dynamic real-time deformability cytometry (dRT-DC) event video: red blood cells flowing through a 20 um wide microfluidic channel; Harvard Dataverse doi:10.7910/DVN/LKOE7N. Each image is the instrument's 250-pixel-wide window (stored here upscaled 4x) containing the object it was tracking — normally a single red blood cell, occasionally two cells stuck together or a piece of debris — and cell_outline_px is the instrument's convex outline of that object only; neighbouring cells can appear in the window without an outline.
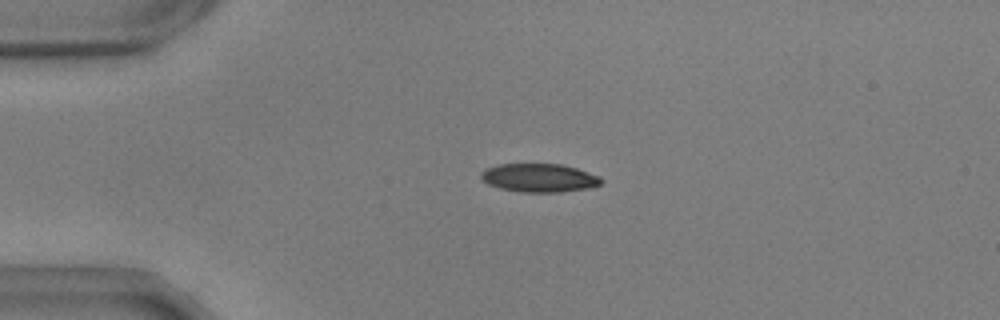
{"species": "common noctule bat (a hibernating species)", "species_latin": "Nyctalus noctula", "temperature_condition": "warm", "stored_images_in_passage": 43, "camera_frame_rate_fps": 3000, "um_per_image_px": 0.085, "animal": {"sex": "male", "body_mass_g": 17.9, "forearm_length_mm": 54.2}, "frame": {"image": 1, "passage_image": 1, "time_ms": 0.0, "image_size_px": [1000, 320], "cell_outline_px": [[604, 180], [600, 184], [588, 188], [560, 192], [520, 192], [500, 188], [488, 184], [480, 176], [480, 172], [488, 168], [500, 164], [560, 164], [576, 168], [600, 176]], "centroid_in_image_um": [45.85, 15.12], "position_along_channel_um": 39.2, "area_um2": 19.83}}
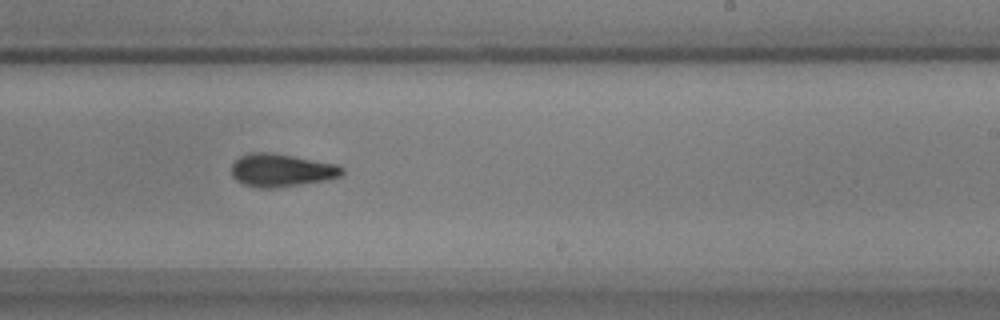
{"frame": {"image": 2, "passage_image": 22, "time_ms": 7.0, "image_size_px": [1000, 320], "cell_outline_px": [[344, 172], [340, 176], [332, 180], [276, 188], [260, 188], [244, 184], [236, 180], [232, 176], [232, 164], [240, 156], [248, 152], [272, 152], [340, 164], [344, 168]], "centroid_in_image_um": [23.98, 14.47], "position_along_channel_um": 265.0, "area_um2": 21.73}}
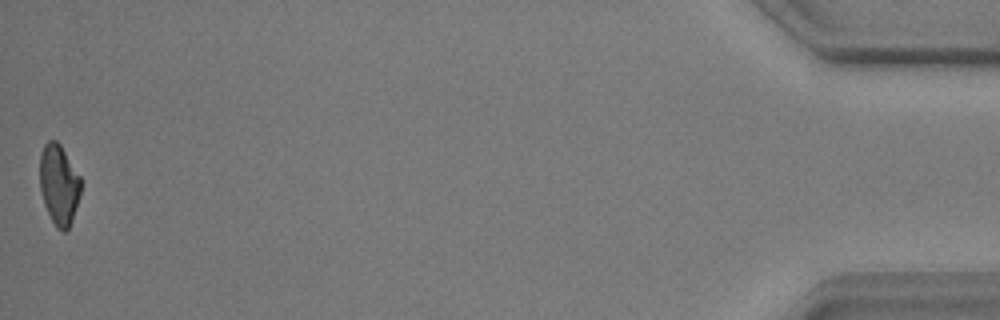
{"frame": {"image": 3, "passage_image": 43, "time_ms": 14.0, "image_size_px": [1000, 320], "cell_outline_px": [[80, 196], [72, 220], [68, 228], [64, 232], [56, 228], [44, 204], [40, 188], [40, 152], [44, 144], [48, 140], [56, 140], [60, 144], [80, 176]], "centroid_in_image_um": [5.0, 15.68], "position_along_channel_um": 430.2, "area_um2": 19.13}, "authors_computed_cell_mechanics": {"area_um2": 21.097, "velocity_mm_per_s": 3.6701, "shape_relaxation_time_tau1_ms": 4.4628, "shape_relaxation_time_tau2_ms": 5.846, "deformation_change_tau1": 0.134, "deformation_change_tau2": 0.1235}}